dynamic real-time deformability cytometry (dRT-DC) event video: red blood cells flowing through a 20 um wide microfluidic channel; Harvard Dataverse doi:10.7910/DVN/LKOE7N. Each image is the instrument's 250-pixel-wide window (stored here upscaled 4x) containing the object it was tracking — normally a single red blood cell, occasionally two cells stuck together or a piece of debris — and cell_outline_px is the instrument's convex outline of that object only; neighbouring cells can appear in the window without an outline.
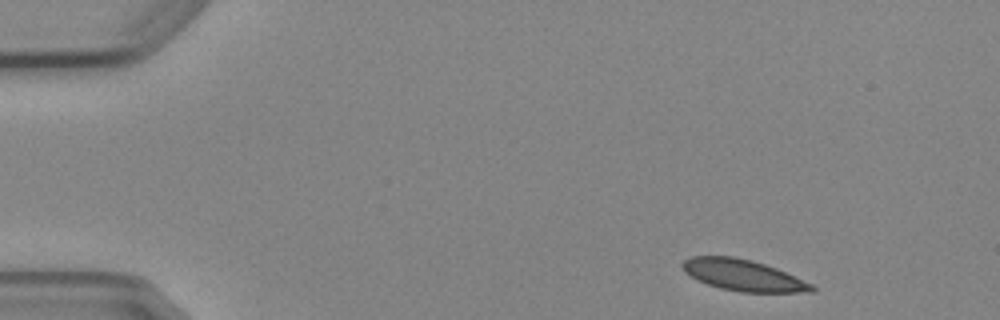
{"species": "Egyptian fruit bat (a non-hibernating species)", "species_latin": "Rousettus aegyptiacus", "temperature_condition": "cold", "stored_images_in_passage": 7, "camera_frame_rate_fps": 3000, "um_per_image_px": 0.085, "animal": {"sex": "female"}, "frame": {"image": 1, "passage_image": 1, "time_ms": 0.0, "image_size_px": [1000, 320], "cell_outline_px": [[816, 292], [740, 292], [720, 288], [708, 284], [684, 272], [680, 264], [684, 260], [692, 256], [732, 256], [752, 260], [776, 268], [812, 284], [816, 288]], "centroid_in_image_um": [63.17, 23.39], "position_along_channel_um": 21.8, "area_um2": 23.41}}
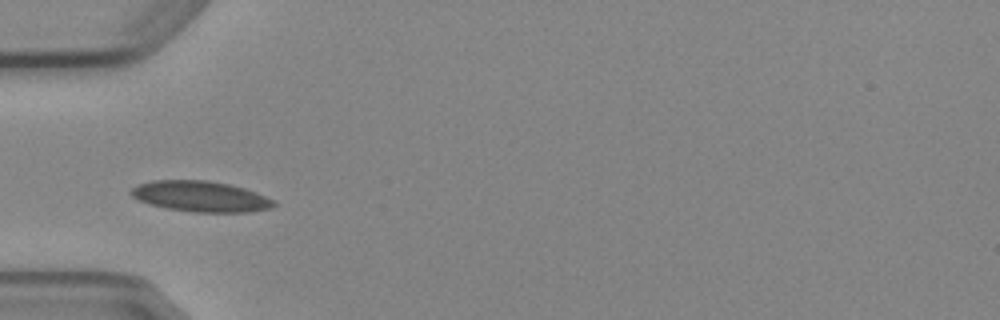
{"frame": {"image": 2, "passage_image": 4, "time_ms": 3.667, "image_size_px": [1000, 320], "cell_outline_px": [[276, 204], [272, 208], [248, 212], [192, 212], [168, 208], [148, 204], [132, 196], [128, 192], [132, 188], [140, 184], [152, 180], [208, 180], [228, 184], [244, 188], [256, 192], [272, 200]], "centroid_in_image_um": [17.03, 16.69], "position_along_channel_um": 68.0, "area_um2": 25.43}}
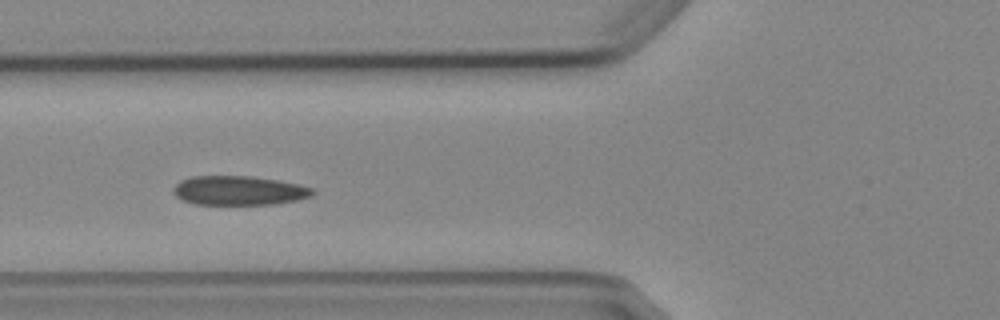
{"frame": {"image": 3, "passage_image": 5, "time_ms": 4.667, "image_size_px": [1000, 320], "cell_outline_px": [[316, 192], [312, 196], [296, 200], [276, 204], [196, 204], [180, 200], [172, 192], [172, 188], [180, 180], [192, 176], [252, 176], [300, 184], [312, 188]], "centroid_in_image_um": [20.29, 16.19], "position_along_channel_um": 105.5, "area_um2": 23.87}}